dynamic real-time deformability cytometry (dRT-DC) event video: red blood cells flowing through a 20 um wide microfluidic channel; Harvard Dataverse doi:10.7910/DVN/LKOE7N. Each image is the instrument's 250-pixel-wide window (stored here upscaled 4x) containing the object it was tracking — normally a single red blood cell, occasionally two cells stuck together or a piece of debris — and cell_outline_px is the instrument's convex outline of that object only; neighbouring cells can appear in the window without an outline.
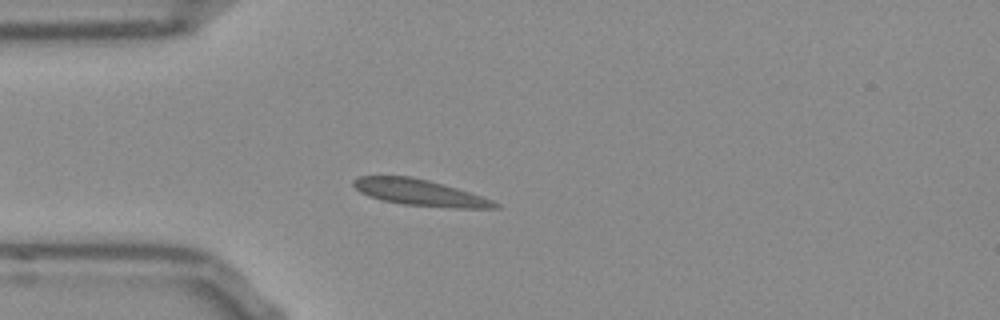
{"species": "Egyptian fruit bat (a non-hibernating species)", "species_latin": "Rousettus aegyptiacus", "temperature_condition": "room temperature", "stored_images_in_passage": 28, "camera_frame_rate_fps": 3000, "um_per_image_px": 0.085, "frame": {"image": 1, "passage_image": 1, "time_ms": 0.0, "image_size_px": [1000, 320], "cell_outline_px": [[500, 208], [452, 208], [404, 204], [380, 200], [368, 196], [360, 192], [352, 184], [352, 180], [360, 176], [412, 176], [428, 180], [456, 188], [492, 200], [500, 204]], "centroid_in_image_um": [35.65, 16.37], "position_along_channel_um": 49.4, "area_um2": 21.5}}
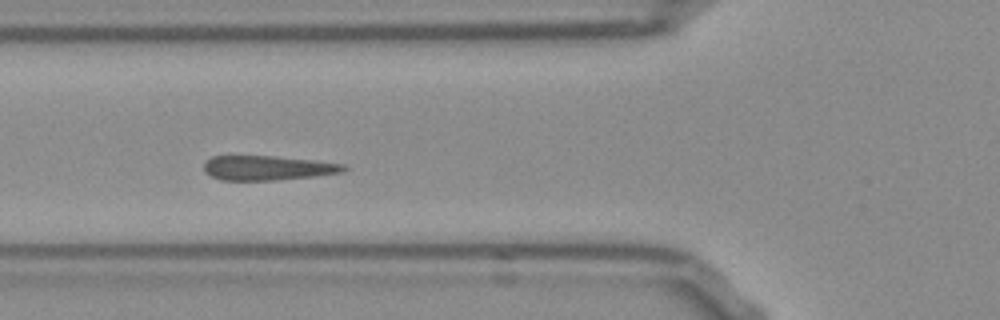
{"frame": {"image": 2, "passage_image": 6, "time_ms": 1.667, "image_size_px": [1000, 320], "cell_outline_px": [[348, 168], [344, 172], [316, 176], [276, 180], [220, 180], [204, 172], [204, 164], [212, 156], [276, 156], [312, 160], [344, 164]], "centroid_in_image_um": [22.76, 14.27], "position_along_channel_um": 103.0, "area_um2": 20.0}}
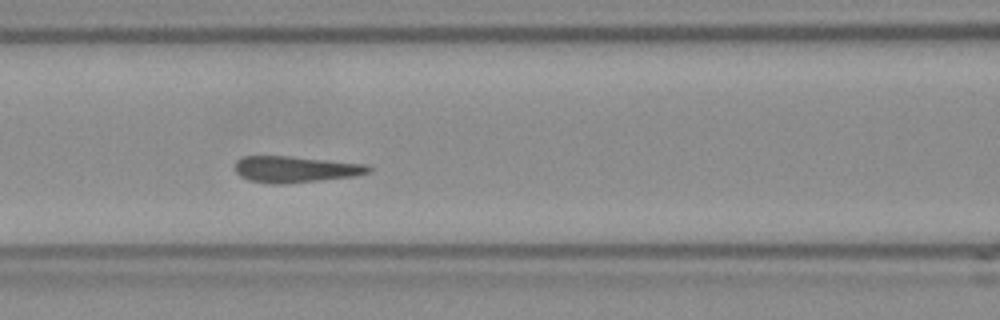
{"frame": {"image": 3, "passage_image": 9, "time_ms": 2.667, "image_size_px": [1000, 320], "cell_outline_px": [[372, 172], [356, 176], [284, 184], [272, 184], [248, 180], [240, 176], [236, 172], [236, 160], [244, 156], [288, 156], [368, 164], [372, 168]], "centroid_in_image_um": [25.14, 14.39], "position_along_channel_um": 141.5, "area_um2": 20.58}, "authors_computed_cell_mechanics": {"area_um2": 20.3456, "velocity_mm_per_s": 3.802, "shape_relaxation_time_tau1_ms": 4.878, "shape_relaxation_time_tau2_ms": null, "deformation_change_tau1": 0.1245, "deformation_change_tau2": null}}